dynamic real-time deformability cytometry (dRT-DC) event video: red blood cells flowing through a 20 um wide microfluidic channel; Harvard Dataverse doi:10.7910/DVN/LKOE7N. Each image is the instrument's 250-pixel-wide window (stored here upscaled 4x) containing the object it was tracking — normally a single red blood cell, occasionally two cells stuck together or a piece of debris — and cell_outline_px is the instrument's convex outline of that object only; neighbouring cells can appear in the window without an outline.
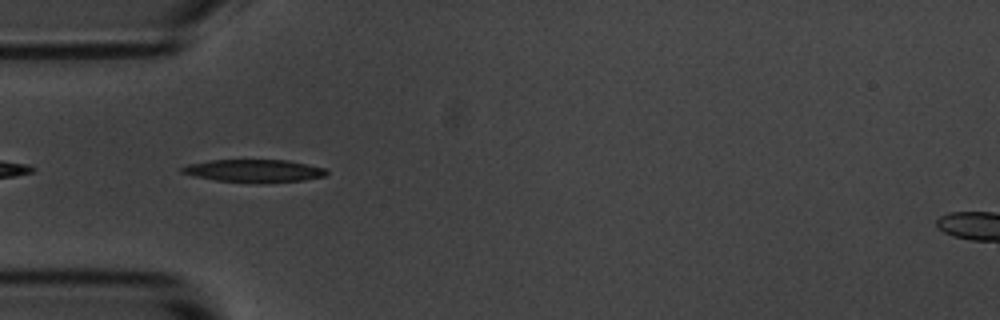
{"species": "common noctule bat (a hibernating species)", "species_latin": "Nyctalus noctula", "temperature_condition": "room temperature", "stored_images_in_passage": 4, "camera_frame_rate_fps": 3000, "um_per_image_px": 0.085, "animal": {"sex": "male", "body_mass_g": 20.1, "forearm_length_mm": 53.5}, "frame": {"image": 1, "passage_image": 4, "time_ms": 1.0, "image_size_px": [1000, 320], "cell_outline_px": [[328, 172], [324, 176], [304, 180], [216, 180], [196, 176], [180, 172], [180, 168], [188, 164], [212, 160], [288, 160], [324, 168]], "centroid_in_image_um": [21.56, 14.47], "position_along_channel_um": 63.4, "area_um2": 17.92}}